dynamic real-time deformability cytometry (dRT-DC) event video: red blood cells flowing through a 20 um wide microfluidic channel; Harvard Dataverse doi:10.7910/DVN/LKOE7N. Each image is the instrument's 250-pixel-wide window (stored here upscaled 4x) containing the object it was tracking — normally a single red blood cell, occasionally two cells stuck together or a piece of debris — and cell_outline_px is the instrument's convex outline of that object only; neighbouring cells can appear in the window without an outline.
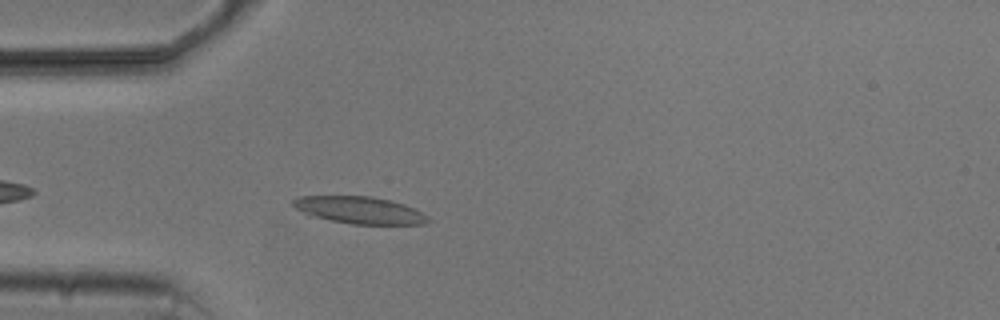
{"species": "common noctule bat (a hibernating species)", "species_latin": "Nyctalus noctula", "temperature_condition": "cold", "stored_images_in_passage": 4, "camera_frame_rate_fps": 3000, "um_per_image_px": 0.085, "animal": {"sex": "male", "body_mass_g": 20.5, "forearm_length_mm": 52.5}, "frame": {"image": 1, "passage_image": 4, "time_ms": 3.667, "image_size_px": [1000, 320], "cell_outline_px": [[432, 220], [424, 224], [352, 224], [308, 216], [296, 208], [292, 204], [292, 200], [300, 196], [372, 196], [404, 204], [424, 212]], "centroid_in_image_um": [30.58, 17.86], "position_along_channel_um": 54.4, "area_um2": 21.44}}